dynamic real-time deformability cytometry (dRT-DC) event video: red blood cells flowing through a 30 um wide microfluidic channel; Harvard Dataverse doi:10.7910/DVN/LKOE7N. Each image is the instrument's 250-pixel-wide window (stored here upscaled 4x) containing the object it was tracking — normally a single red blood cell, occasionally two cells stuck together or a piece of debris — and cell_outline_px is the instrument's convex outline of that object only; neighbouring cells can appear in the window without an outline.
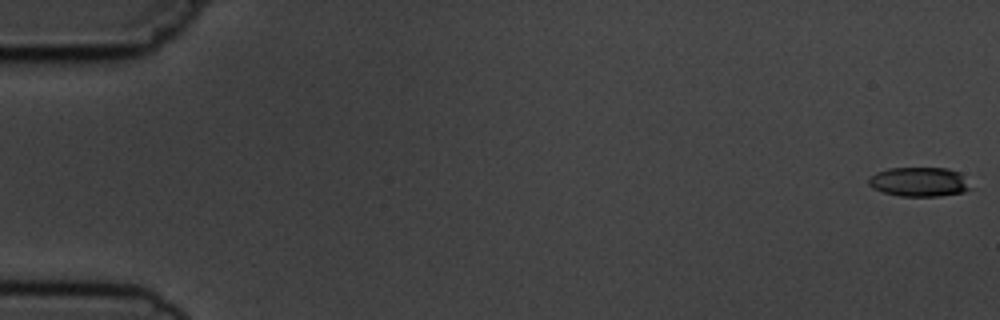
{"species": "common noctule bat (a hibernating species)", "species_latin": "Nyctalus noctula", "temperature_condition": "cold", "stored_images_in_passage": 6, "camera_frame_rate_fps": 3000, "um_per_image_px": 0.085, "animal": {"sex": "male", "body_mass_g": 19.5, "forearm_length_mm": 54.6}, "frame": {"image": 1, "passage_image": 1, "time_ms": 0.0, "image_size_px": [1000, 320], "cell_outline_px": [[972, 188], [964, 192], [940, 196], [900, 196], [884, 192], [872, 188], [868, 184], [868, 176], [876, 172], [888, 168], [948, 168], [960, 172]], "centroid_in_image_um": [78.12, 15.45], "position_along_channel_um": 6.9, "area_um2": 17.57}}
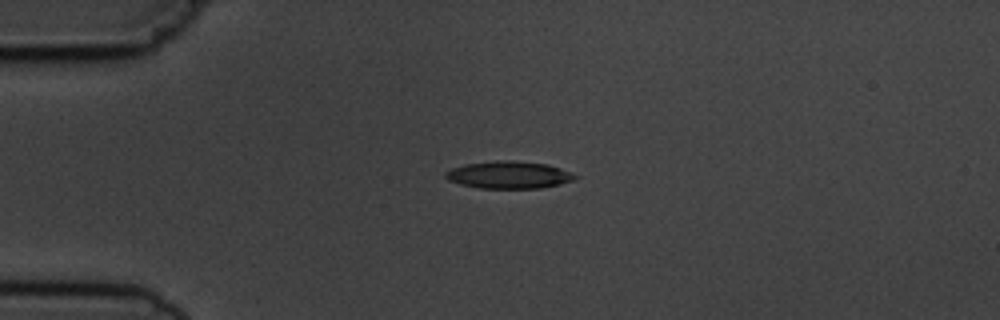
{"frame": {"image": 2, "passage_image": 5, "time_ms": 4.333, "image_size_px": [1000, 320], "cell_outline_px": [[580, 176], [576, 180], [560, 184], [540, 188], [480, 188], [460, 184], [448, 180], [444, 176], [444, 172], [452, 168], [464, 164], [496, 160], [512, 160], [548, 164], [560, 168]], "centroid_in_image_um": [43.27, 14.86], "position_along_channel_um": 41.7, "area_um2": 20.81}}